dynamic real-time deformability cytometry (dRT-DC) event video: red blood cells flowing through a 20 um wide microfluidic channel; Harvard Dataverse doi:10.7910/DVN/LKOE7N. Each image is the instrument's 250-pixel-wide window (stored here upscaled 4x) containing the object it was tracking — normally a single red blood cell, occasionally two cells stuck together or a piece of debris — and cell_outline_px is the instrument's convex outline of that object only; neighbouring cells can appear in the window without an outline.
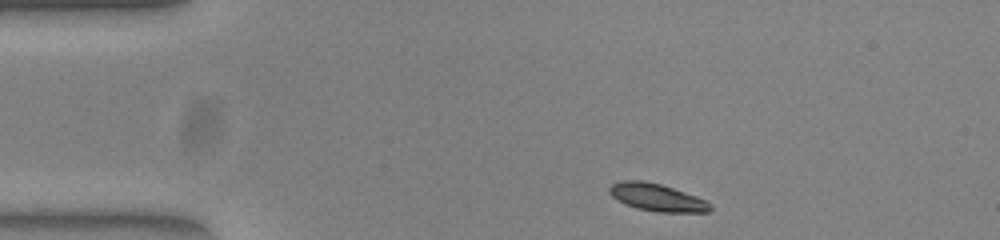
{"species": "common noctule bat (a hibernating species)", "species_latin": "Nyctalus noctula", "temperature_condition": "warm", "stored_images_in_passage": 44, "camera_frame_rate_fps": 3000, "um_per_image_px": 0.085, "animal": {"sex": "female", "body_mass_g": 23.0, "forearm_length_mm": 53.4}, "frame": {"image": 1, "passage_image": 1, "time_ms": 0.0, "image_size_px": [1000, 240], "cell_outline_px": [[712, 208], [708, 212], [656, 212], [636, 208], [612, 196], [608, 192], [608, 188], [612, 184], [620, 180], [640, 180], [660, 184], [696, 196], [712, 204]], "centroid_in_image_um": [55.84, 16.78], "position_along_channel_um": 29.2, "area_um2": 15.95}}
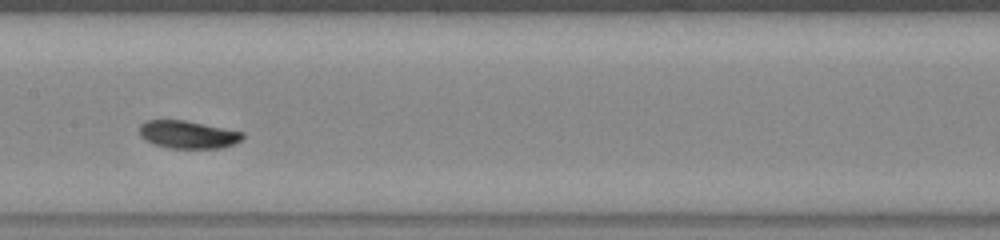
{"frame": {"image": 2, "passage_image": 18, "time_ms": 5.667, "image_size_px": [1000, 240], "cell_outline_px": [[244, 136], [240, 140], [224, 148], [168, 148], [152, 144], [144, 140], [140, 136], [140, 124], [148, 120], [184, 120], [244, 132]], "centroid_in_image_um": [15.94, 11.44], "position_along_channel_um": 191.5, "area_um2": 16.7}}
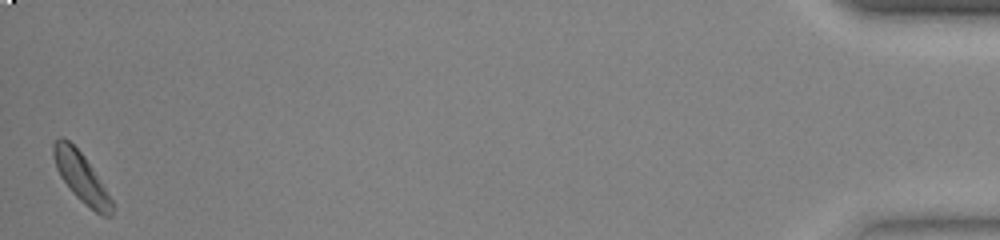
{"frame": {"image": 3, "passage_image": 44, "time_ms": 14.333, "image_size_px": [1000, 240], "cell_outline_px": [[116, 204], [112, 216], [100, 216], [80, 200], [72, 192], [60, 176], [56, 168], [52, 156], [52, 144], [60, 136], [64, 136], [84, 156]], "centroid_in_image_um": [6.92, 15.1], "position_along_channel_um": 428.3, "area_um2": 17.05}, "authors_computed_cell_mechanics": {"area_um2": 16.762, "velocity_mm_per_s": 3.8611, "shape_relaxation_time_tau1_ms": 1.2837, "shape_relaxation_time_tau2_ms": null, "deformation_change_tau1": 0.0778, "deformation_change_tau2": null}}